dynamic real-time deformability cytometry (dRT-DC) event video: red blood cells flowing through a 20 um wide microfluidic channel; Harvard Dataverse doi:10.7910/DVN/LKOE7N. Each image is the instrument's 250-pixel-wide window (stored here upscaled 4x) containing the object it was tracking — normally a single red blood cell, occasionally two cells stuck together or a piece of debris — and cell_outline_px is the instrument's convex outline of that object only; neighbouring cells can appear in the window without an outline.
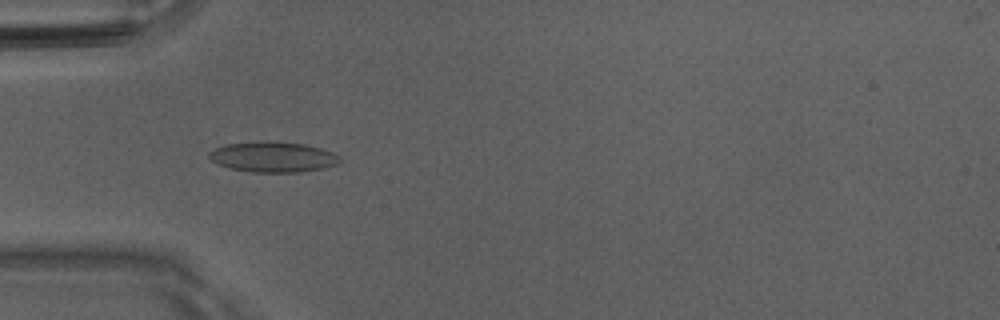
{"species": "Egyptian fruit bat (a non-hibernating species)", "species_latin": "Rousettus aegyptiacus", "temperature_condition": "room temperature", "stored_images_in_passage": 50, "camera_frame_rate_fps": 3000, "um_per_image_px": 0.085, "animal": {"sex": "male"}, "frame": {"image": 1, "passage_image": 16, "time_ms": 5.0, "image_size_px": [1000, 320], "cell_outline_px": [[340, 160], [336, 164], [320, 168], [296, 172], [252, 172], [232, 168], [220, 164], [212, 160], [208, 156], [208, 152], [216, 148], [228, 144], [264, 140], [272, 140], [304, 144], [320, 148], [332, 152], [340, 156]], "centroid_in_image_um": [23.2, 13.32], "position_along_channel_um": 61.8, "area_um2": 22.95}}
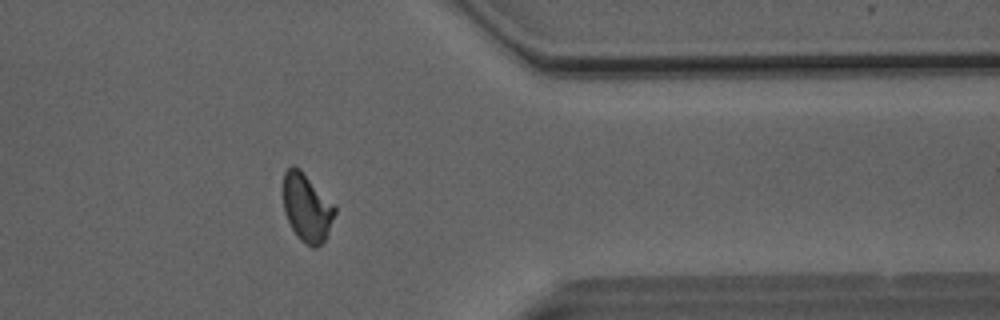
{"frame": {"image": 2, "passage_image": 41, "time_ms": 13.333, "image_size_px": [1000, 320], "cell_outline_px": [[336, 212], [324, 240], [316, 248], [312, 248], [304, 244], [296, 236], [284, 212], [284, 172], [292, 164], [300, 168], [336, 208]], "centroid_in_image_um": [26.06, 17.66], "position_along_channel_um": 385.3, "area_um2": 20.17}}
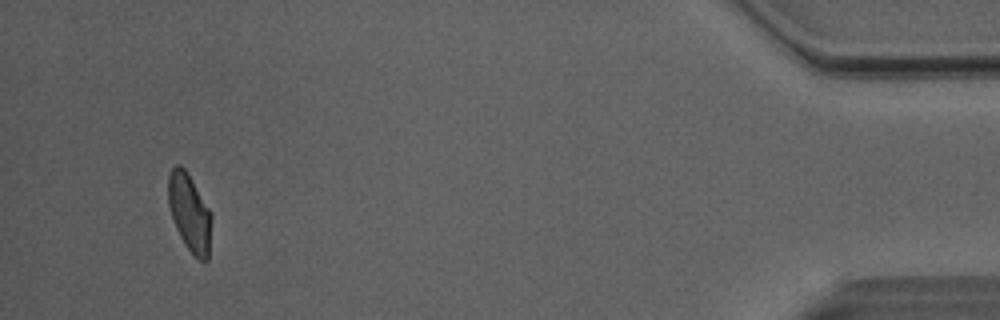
{"frame": {"image": 3, "passage_image": 48, "time_ms": 15.667, "image_size_px": [1000, 320], "cell_outline_px": [[212, 216], [208, 260], [200, 260], [188, 248], [180, 236], [172, 220], [168, 204], [168, 172], [176, 164], [180, 164], [184, 168], [212, 212]], "centroid_in_image_um": [16.1, 18.04], "position_along_channel_um": 419.1, "area_um2": 19.54}, "authors_computed_cell_mechanics": {"area_um2": 20.7213, "velocity_mm_per_s": 4.0674, "shape_relaxation_time_tau1_ms": 4.8773, "shape_relaxation_time_tau2_ms": 1.4339, "deformation_change_tau1": 0.1327, "deformation_change_tau2": 0.0648}}